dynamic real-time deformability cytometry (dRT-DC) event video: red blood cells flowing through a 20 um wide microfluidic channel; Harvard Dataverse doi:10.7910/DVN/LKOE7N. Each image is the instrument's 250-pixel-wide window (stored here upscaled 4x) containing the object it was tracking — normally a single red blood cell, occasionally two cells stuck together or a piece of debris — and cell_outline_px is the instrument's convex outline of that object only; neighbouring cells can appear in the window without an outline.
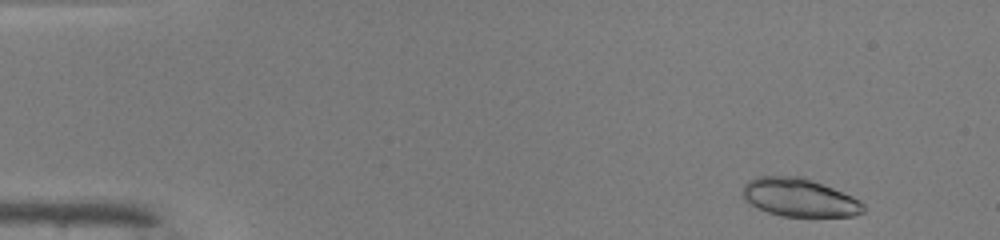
{"species": "common noctule bat (a hibernating species)", "species_latin": "Nyctalus noctula", "temperature_condition": "warm", "stored_images_in_passage": 47, "camera_frame_rate_fps": 3000, "um_per_image_px": 0.085, "animal": {"sex": "male", "body_mass_g": 19.0, "forearm_length_mm": 50.8}, "frame": {"image": 1, "passage_image": 2, "time_ms": 0.333, "image_size_px": [1000, 240], "cell_outline_px": [[864, 212], [852, 216], [780, 216], [756, 208], [744, 200], [740, 192], [744, 184], [748, 180], [756, 176], [804, 176], [852, 196], [860, 200], [864, 204]], "centroid_in_image_um": [67.89, 16.78], "position_along_channel_um": 17.1, "area_um2": 27.22}}
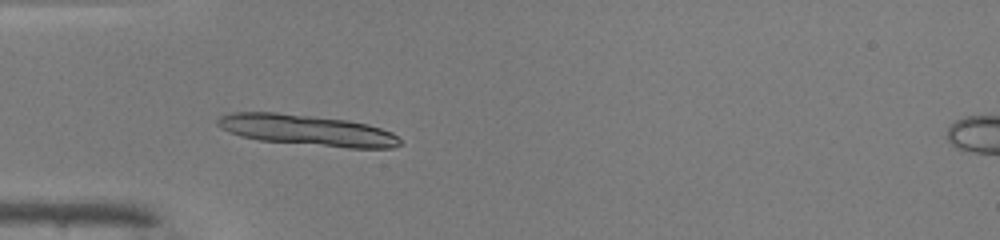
{"frame": {"image": 2, "passage_image": 13, "time_ms": 4.0, "image_size_px": [1000, 240], "cell_outline_px": [[404, 144], [392, 148], [348, 148], [260, 140], [240, 136], [228, 132], [220, 128], [216, 124], [216, 120], [220, 116], [232, 112], [276, 112], [348, 120], [368, 124], [392, 132]], "centroid_in_image_um": [26.09, 11.07], "position_along_channel_um": 58.9, "area_um2": 32.95}, "authors_computed_cell_mechanics": {"area_um2": 27.3972, "velocity_mm_per_s": 4.1265, "shape_relaxation_time_tau1_ms": 1.4051, "shape_relaxation_time_tau2_ms": 8.9463, "deformation_change_tau1": 0.3051, "deformation_change_tau2": 0.1253}}